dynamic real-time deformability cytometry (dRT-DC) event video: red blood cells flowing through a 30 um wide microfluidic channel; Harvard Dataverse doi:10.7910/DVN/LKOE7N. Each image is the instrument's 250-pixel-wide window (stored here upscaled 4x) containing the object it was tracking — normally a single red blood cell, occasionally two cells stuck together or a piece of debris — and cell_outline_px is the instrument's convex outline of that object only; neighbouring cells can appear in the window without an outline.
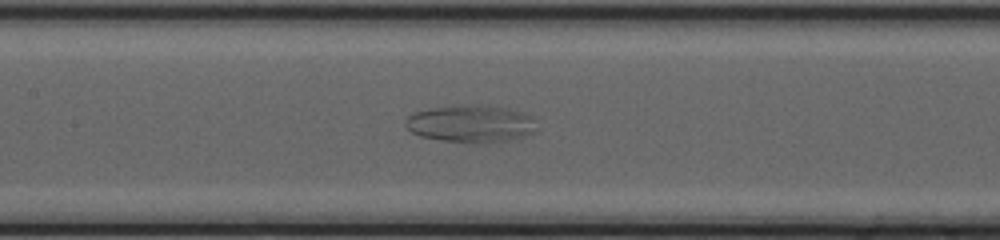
{"species": "common noctule bat (a hibernating species)", "species_latin": "Nyctalus noctula", "temperature_condition": "cold", "stored_images_in_passage": 42, "camera_frame_rate_fps": 3000, "um_per_image_px": 0.085, "animal": {"sex": "female", "body_mass_g": 20.0, "forearm_length_mm": 54.0}, "frame": {"image": 1, "passage_image": 20, "time_ms": 6.333, "image_size_px": [1000, 240], "cell_outline_px": [[536, 116], [532, 132], [524, 136], [508, 140], [484, 144], [440, 140], [420, 136], [412, 132], [404, 124], [404, 120], [408, 116], [416, 112], [432, 108], [468, 104], [484, 104], [524, 112]], "centroid_in_image_um": [40.03, 10.51], "position_along_channel_um": 167.4, "area_um2": 28.73}}
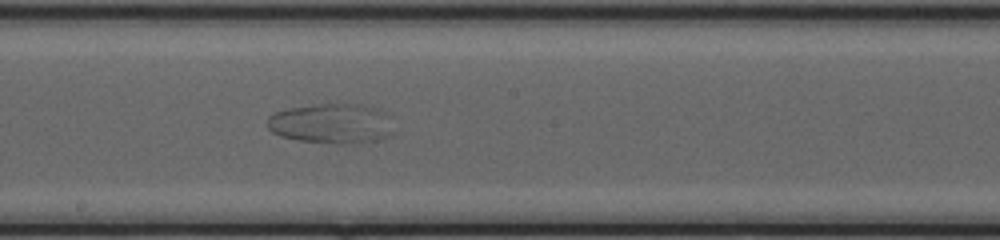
{"frame": {"image": 2, "passage_image": 24, "time_ms": 7.667, "image_size_px": [1000, 240], "cell_outline_px": [[396, 132], [376, 140], [300, 140], [280, 136], [272, 132], [268, 128], [268, 116], [276, 112], [292, 108], [328, 100], [360, 104], [376, 108], [384, 112]], "centroid_in_image_um": [28.15, 10.39], "position_along_channel_um": 220.0, "area_um2": 28.84}}
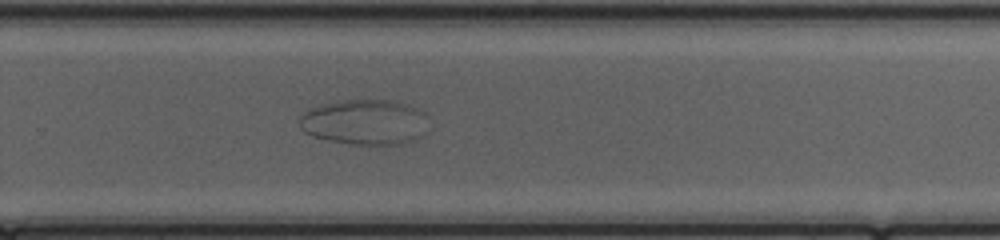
{"frame": {"image": 3, "passage_image": 30, "time_ms": 9.667, "image_size_px": [1000, 240], "cell_outline_px": [[428, 132], [412, 140], [400, 144], [352, 144], [328, 140], [312, 136], [304, 132], [300, 128], [300, 116], [308, 108], [320, 104], [344, 100], [396, 100], [408, 104], [424, 112], [428, 116]], "centroid_in_image_um": [31.03, 10.36], "position_along_channel_um": 298.8, "area_um2": 34.51}}